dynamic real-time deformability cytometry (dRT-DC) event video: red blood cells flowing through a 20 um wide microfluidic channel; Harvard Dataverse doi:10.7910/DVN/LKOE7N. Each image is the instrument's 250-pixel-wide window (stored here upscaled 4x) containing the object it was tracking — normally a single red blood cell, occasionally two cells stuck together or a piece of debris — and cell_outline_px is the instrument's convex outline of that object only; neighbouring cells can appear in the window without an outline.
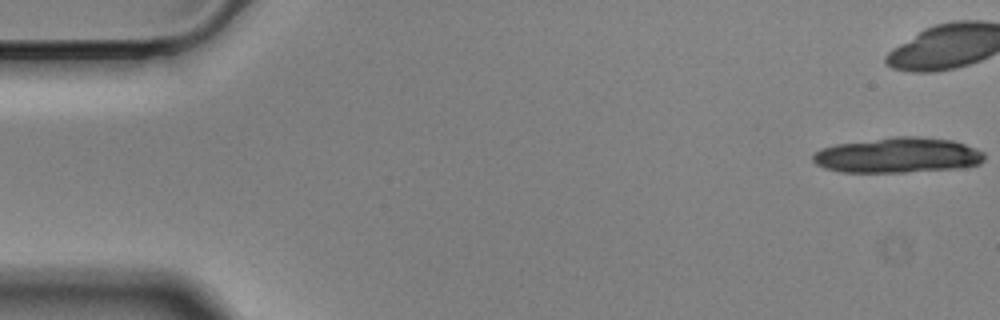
{"species": "Egyptian fruit bat (a non-hibernating species)", "species_latin": "Rousettus aegyptiacus", "temperature_condition": "cold", "stored_images_in_passage": 16, "camera_frame_rate_fps": 3000, "um_per_image_px": 0.085, "animal": {"sex": "male"}, "frame": {"image": 1, "passage_image": 1, "time_ms": 0.0, "image_size_px": [1000, 320], "cell_outline_px": [[984, 160], [980, 164], [960, 168], [908, 172], [840, 172], [824, 168], [816, 164], [812, 160], [812, 156], [820, 148], [836, 144], [896, 136], [920, 136], [952, 140], [976, 148], [984, 152]], "centroid_in_image_um": [76.32, 13.2], "position_along_channel_um": 8.7, "area_um2": 35.49}}